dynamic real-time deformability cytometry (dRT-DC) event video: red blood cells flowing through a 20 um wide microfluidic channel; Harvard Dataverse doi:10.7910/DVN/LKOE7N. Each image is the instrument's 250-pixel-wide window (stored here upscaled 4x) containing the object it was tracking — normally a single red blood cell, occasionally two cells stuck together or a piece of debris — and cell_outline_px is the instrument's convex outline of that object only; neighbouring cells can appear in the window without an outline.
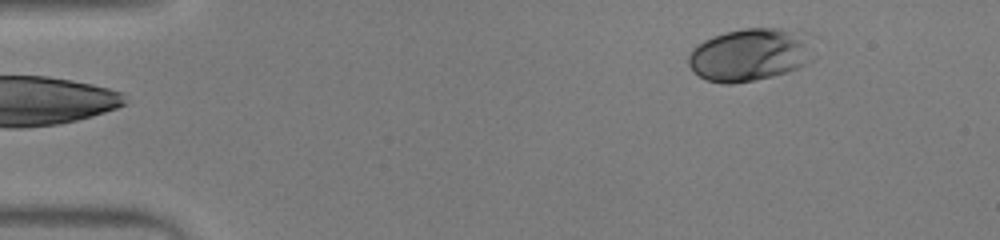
{"species": "human", "species_latin": "Homo sapiens", "temperature_condition": "warm", "stored_images_in_passage": 47, "camera_frame_rate_fps": 3000, "um_per_image_px": 0.085, "donor": {"sex": "male"}, "frame": {"image": 1, "passage_image": 1, "time_ms": 0.0, "image_size_px": [1000, 240], "cell_outline_px": [[804, 64], [788, 72], [772, 76], [732, 84], [724, 84], [708, 80], [692, 72], [688, 64], [688, 56], [692, 48], [696, 44], [712, 36], [724, 32], [744, 28], [780, 28], [804, 32]], "centroid_in_image_um": [63.54, 4.65], "position_along_channel_um": 21.5, "area_um2": 37.4}}
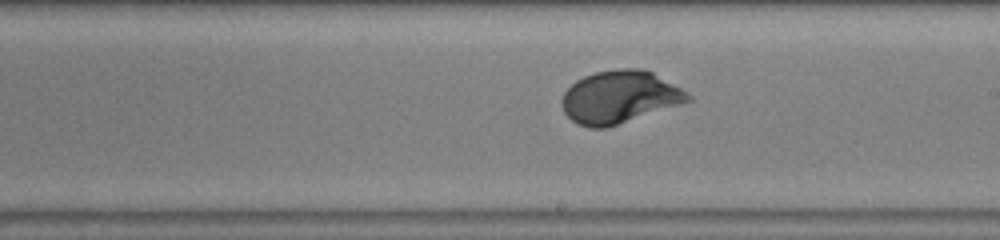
{"frame": {"image": 2, "passage_image": 25, "time_ms": 8.0, "image_size_px": [1000, 240], "cell_outline_px": [[692, 100], [604, 128], [592, 128], [576, 124], [564, 112], [560, 104], [560, 100], [564, 92], [576, 80], [584, 76], [596, 72], [616, 68], [640, 68], [652, 72], [688, 92], [692, 96]], "centroid_in_image_um": [52.62, 8.23], "position_along_channel_um": 236.4, "area_um2": 38.32}}
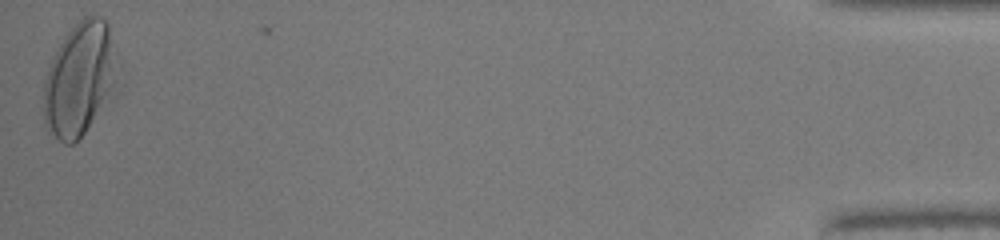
{"frame": {"image": 3, "passage_image": 47, "time_ms": 15.333, "image_size_px": [1000, 240], "cell_outline_px": [[124, 84], [120, 92], [84, 132], [72, 144], [64, 144], [44, 124], [40, 96], [44, 80], [52, 56], [68, 32], [84, 16], [100, 16], [108, 24], [124, 72]], "centroid_in_image_um": [6.89, 6.74], "position_along_channel_um": 428.3, "area_um2": 51.62}, "authors_computed_cell_mechanics": {"area_um2": 36.992, "velocity_mm_per_s": 3.8911, "shape_relaxation_time_tau1_ms": 3.0, "shape_relaxation_time_tau2_ms": null, "deformation_change_tau1": 0.1802, "deformation_change_tau2": null}}